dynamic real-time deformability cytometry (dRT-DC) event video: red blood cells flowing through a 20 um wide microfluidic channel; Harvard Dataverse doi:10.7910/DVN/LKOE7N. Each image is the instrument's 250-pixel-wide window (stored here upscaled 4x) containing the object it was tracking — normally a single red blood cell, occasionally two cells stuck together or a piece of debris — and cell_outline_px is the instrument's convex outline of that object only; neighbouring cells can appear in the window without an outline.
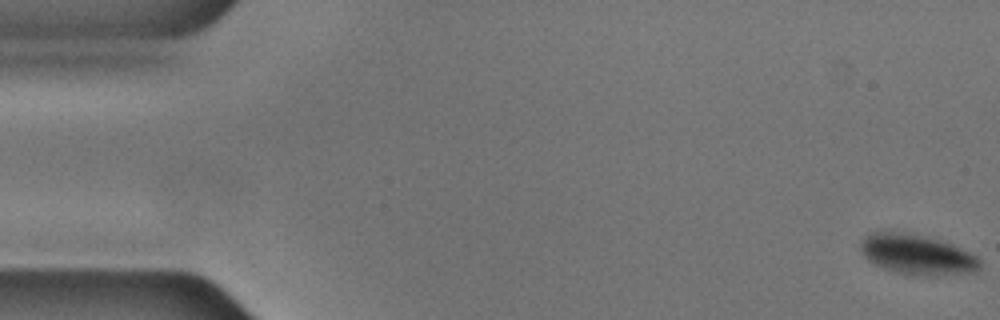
{"species": "common noctule bat (a hibernating species)", "species_latin": "Nyctalus noctula", "temperature_condition": "cold", "stored_images_in_passage": 57, "camera_frame_rate_fps": 3000, "um_per_image_px": 0.085, "animal": {"sex": "male", "body_mass_g": 17.9, "forearm_length_mm": 54.2}, "frame": {"image": 1, "passage_image": 1, "time_ms": 0.0, "image_size_px": [1000, 320], "cell_outline_px": [[980, 268], [976, 272], [896, 272], [884, 268], [868, 260], [860, 252], [860, 240], [872, 232], [896, 232], [924, 236], [940, 240], [952, 244], [976, 256], [980, 260]], "centroid_in_image_um": [77.88, 21.57], "position_along_channel_um": 7.1, "area_um2": 26.41}}
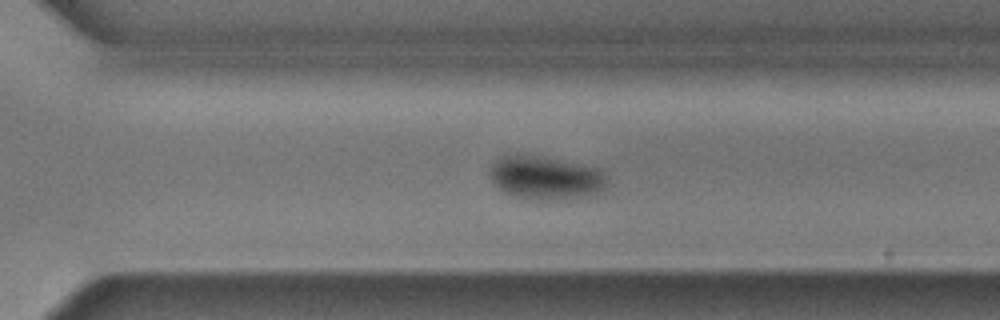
{"frame": {"image": 2, "passage_image": 39, "time_ms": 12.667, "image_size_px": [1000, 320], "cell_outline_px": [[608, 184], [596, 196], [556, 200], [536, 200], [516, 196], [500, 188], [492, 180], [492, 164], [496, 160], [504, 156], [516, 152], [520, 152], [600, 168], [608, 176]], "centroid_in_image_um": [46.48, 15.1], "position_along_channel_um": 324.1, "area_um2": 30.06}}
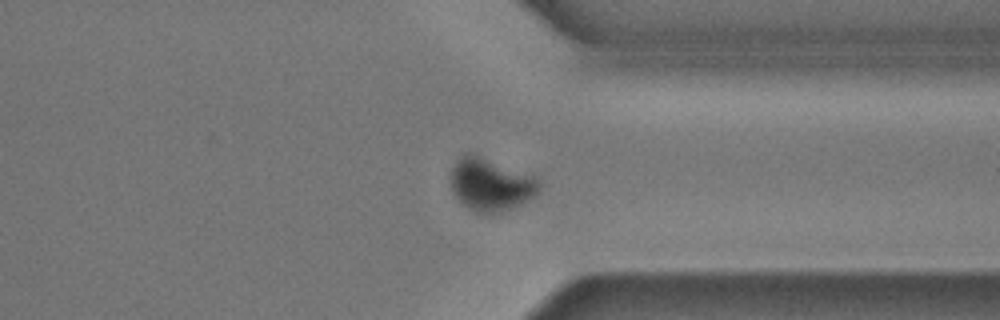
{"frame": {"image": 3, "passage_image": 43, "time_ms": 14.0, "image_size_px": [1000, 320], "cell_outline_px": [[540, 192], [536, 196], [520, 204], [496, 212], [476, 212], [468, 208], [452, 192], [452, 164], [464, 152], [472, 152], [532, 172], [540, 180]], "centroid_in_image_um": [41.77, 15.6], "position_along_channel_um": 369.6, "area_um2": 27.8}, "authors_computed_cell_mechanics": {"area_um2": 29.6514, "velocity_mm_per_s": 3.5398, "shape_relaxation_time_tau1_ms": 2.2569, "shape_relaxation_time_tau2_ms": null, "deformation_change_tau1": 0.0627, "deformation_change_tau2": null}}